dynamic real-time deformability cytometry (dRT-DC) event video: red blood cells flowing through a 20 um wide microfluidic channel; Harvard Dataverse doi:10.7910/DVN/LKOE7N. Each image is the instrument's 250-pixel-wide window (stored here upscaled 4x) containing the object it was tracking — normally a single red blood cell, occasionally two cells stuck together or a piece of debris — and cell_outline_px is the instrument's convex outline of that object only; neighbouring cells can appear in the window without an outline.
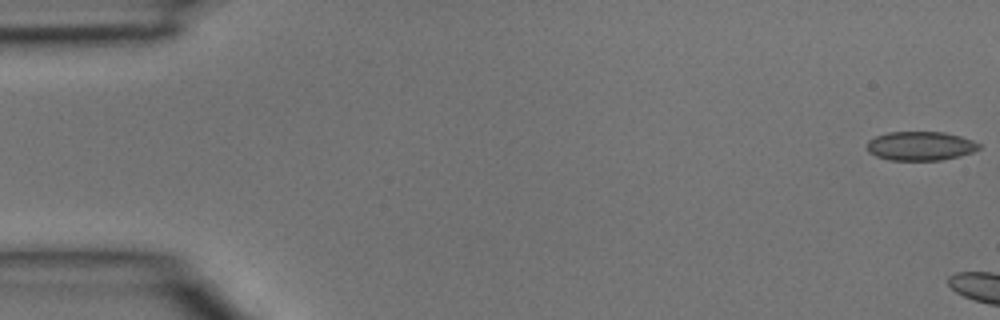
{"species": "common noctule bat (a hibernating species)", "species_latin": "Nyctalus noctula", "temperature_condition": "room temperature", "stored_images_in_passage": 5, "camera_frame_rate_fps": 3000, "um_per_image_px": 0.085, "animal": {"sex": "male", "body_mass_g": 15.6}, "frame": {"image": 1, "passage_image": 1, "time_ms": 0.0, "image_size_px": [1000, 320], "cell_outline_px": [[980, 148], [972, 152], [960, 156], [940, 160], [892, 160], [876, 156], [868, 152], [868, 140], [876, 136], [888, 132], [944, 132], [960, 136], [972, 140], [980, 144]], "centroid_in_image_um": [78.24, 12.4], "position_along_channel_um": 6.8, "area_um2": 18.84}}
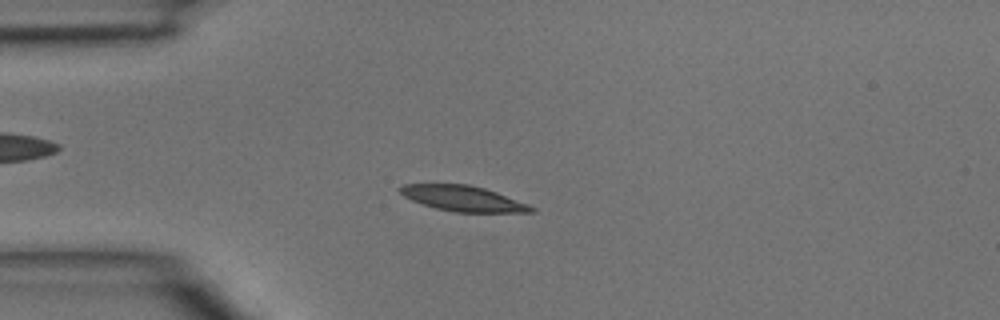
{"frame": {"image": 2, "passage_image": 5, "time_ms": 1.333, "image_size_px": [1000, 320], "cell_outline_px": [[536, 212], [456, 212], [436, 208], [412, 200], [404, 196], [396, 188], [404, 184], [468, 184], [484, 188], [496, 192], [528, 204], [536, 208]], "centroid_in_image_um": [39.36, 16.86], "position_along_channel_um": 45.6, "area_um2": 19.31}}